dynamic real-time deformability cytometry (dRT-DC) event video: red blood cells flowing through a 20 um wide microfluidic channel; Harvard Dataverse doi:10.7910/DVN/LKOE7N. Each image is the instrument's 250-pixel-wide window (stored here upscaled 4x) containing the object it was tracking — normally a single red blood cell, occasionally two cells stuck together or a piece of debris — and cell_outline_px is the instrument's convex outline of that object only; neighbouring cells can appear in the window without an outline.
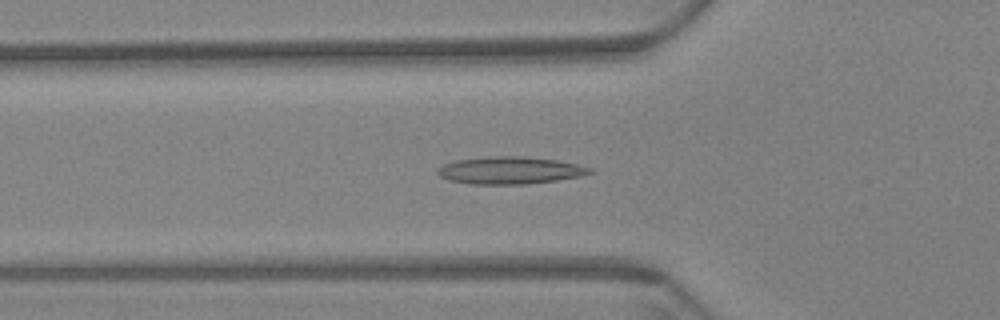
{"species": "Egyptian fruit bat (a non-hibernating species)", "species_latin": "Rousettus aegyptiacus", "temperature_condition": "warm", "stored_images_in_passage": 41, "camera_frame_rate_fps": 3000, "um_per_image_px": 0.085, "animal": {"sex": "female"}, "frame": {"image": 1, "passage_image": 17, "time_ms": 5.333, "image_size_px": [1000, 320], "cell_outline_px": [[596, 172], [580, 176], [556, 180], [528, 184], [472, 184], [448, 180], [440, 176], [436, 172], [444, 164], [456, 160], [488, 156], [520, 156], [556, 160], [576, 164], [592, 168]], "centroid_in_image_um": [43.36, 14.48], "position_along_channel_um": 82.4, "area_um2": 24.16}}
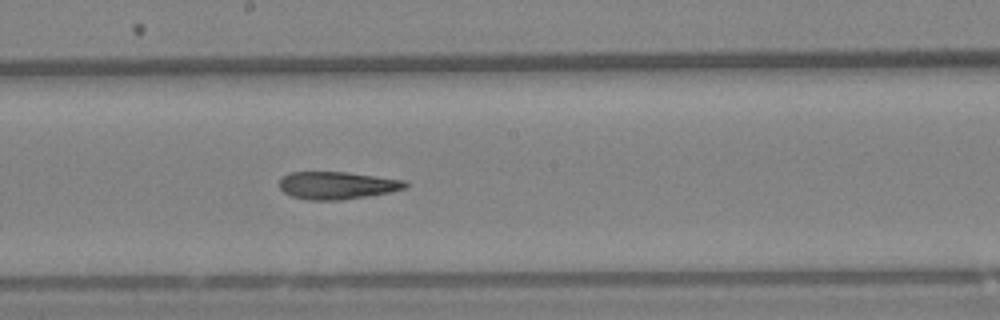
{"frame": {"image": 2, "passage_image": 29, "time_ms": 9.333, "image_size_px": [1000, 320], "cell_outline_px": [[408, 188], [368, 196], [340, 200], [308, 200], [292, 196], [284, 192], [280, 188], [280, 176], [288, 172], [348, 172], [408, 180]], "centroid_in_image_um": [28.67, 15.75], "position_along_channel_um": 219.5, "area_um2": 20.46}}
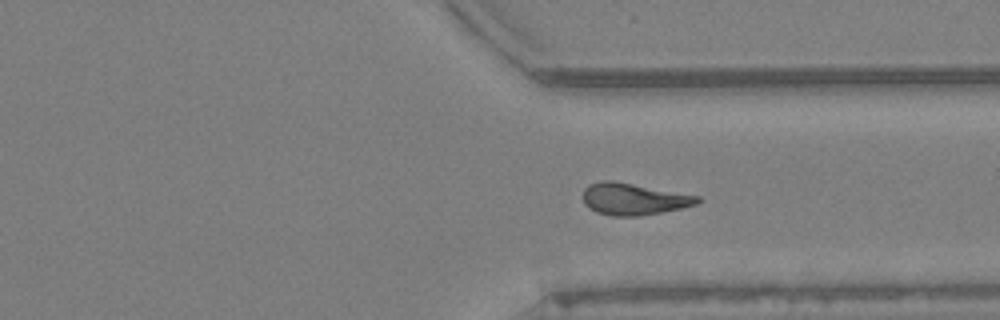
{"frame": {"image": 3, "passage_image": 41, "time_ms": 13.333, "image_size_px": [1000, 320], "cell_outline_px": [[700, 200], [696, 204], [680, 208], [640, 216], [612, 216], [596, 212], [588, 208], [584, 204], [584, 188], [588, 184], [600, 180], [612, 180], [700, 196]], "centroid_in_image_um": [53.81, 16.91], "position_along_channel_um": 357.6, "area_um2": 21.15}}